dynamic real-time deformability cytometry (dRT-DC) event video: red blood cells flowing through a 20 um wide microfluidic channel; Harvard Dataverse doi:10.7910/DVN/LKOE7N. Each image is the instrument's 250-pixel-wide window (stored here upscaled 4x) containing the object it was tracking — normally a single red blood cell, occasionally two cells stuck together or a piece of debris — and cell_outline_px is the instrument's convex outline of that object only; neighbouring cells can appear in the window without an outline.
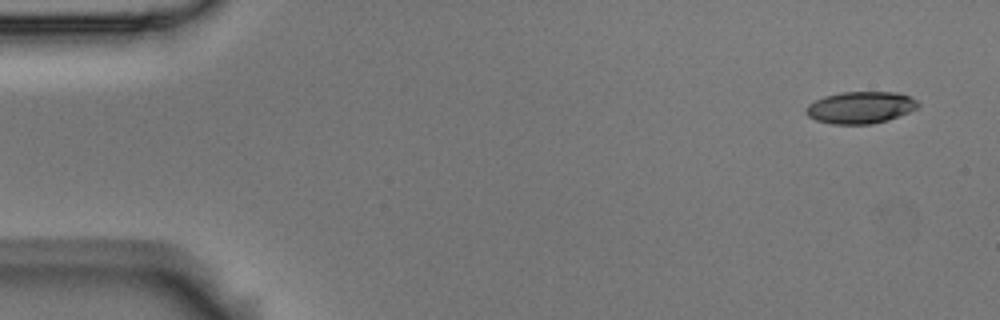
{"species": "Egyptian fruit bat (a non-hibernating species)", "species_latin": "Rousettus aegyptiacus", "temperature_condition": "room temperature", "stored_images_in_passage": 10, "camera_frame_rate_fps": 3000, "um_per_image_px": 0.085, "animal": {"sex": "male"}, "frame": {"image": 1, "passage_image": 1, "time_ms": 0.0, "image_size_px": [1000, 320], "cell_outline_px": [[920, 104], [916, 108], [908, 112], [888, 120], [872, 124], [832, 124], [816, 120], [808, 116], [804, 112], [808, 104], [824, 96], [840, 92], [896, 92], [908, 96], [916, 100]], "centroid_in_image_um": [73.11, 9.14], "position_along_channel_um": 11.9, "area_um2": 20.81}}
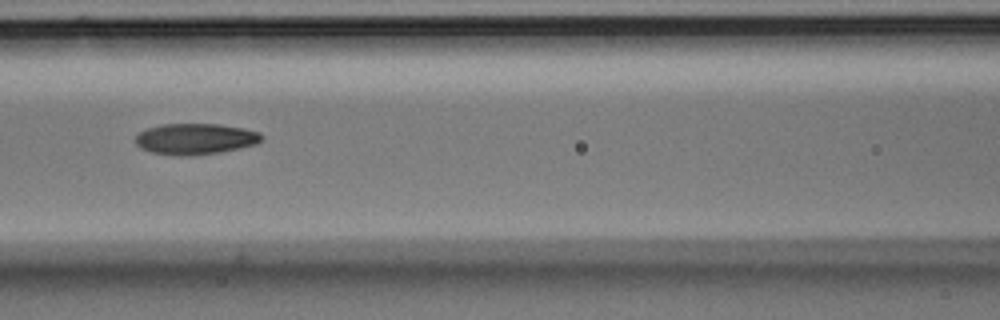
{"frame": {"image": 2, "passage_image": 6, "time_ms": 1.667, "image_size_px": [1000, 320], "cell_outline_px": [[264, 140], [256, 144], [240, 148], [220, 152], [192, 156], [172, 156], [152, 152], [140, 148], [136, 144], [136, 136], [140, 132], [148, 128], [160, 124], [220, 124], [244, 128], [260, 132], [264, 136]], "centroid_in_image_um": [16.64, 11.81], "position_along_channel_um": 150.0, "area_um2": 23.12}}
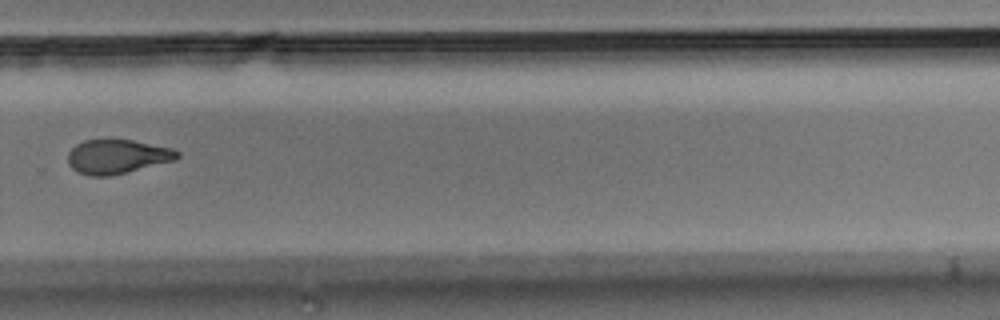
{"frame": {"image": 3, "passage_image": 10, "time_ms": 3.0, "image_size_px": [1000, 320], "cell_outline_px": [[180, 156], [176, 160], [108, 176], [92, 176], [76, 172], [68, 164], [68, 152], [76, 144], [84, 140], [132, 140], [172, 148], [180, 152]], "centroid_in_image_um": [9.95, 13.31], "position_along_channel_um": 319.8, "area_um2": 21.68}}